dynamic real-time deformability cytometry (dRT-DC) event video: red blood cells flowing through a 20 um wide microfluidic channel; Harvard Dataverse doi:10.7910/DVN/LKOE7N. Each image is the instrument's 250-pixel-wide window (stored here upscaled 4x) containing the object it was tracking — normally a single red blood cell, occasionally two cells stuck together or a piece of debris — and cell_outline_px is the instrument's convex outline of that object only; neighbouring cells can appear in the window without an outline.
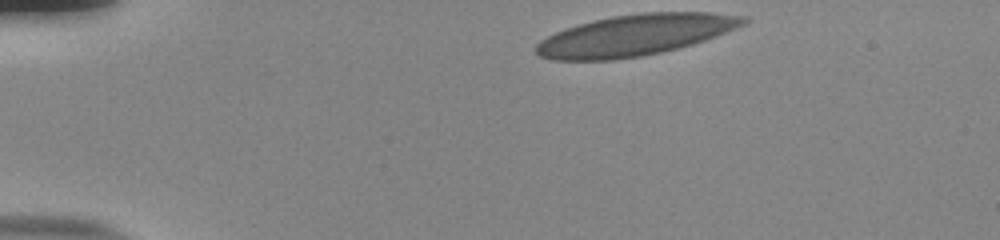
{"species": "human", "species_latin": "Homo sapiens", "temperature_condition": "room temperature", "stored_images_in_passage": 37, "camera_frame_rate_fps": 3000, "um_per_image_px": 0.085, "donor": {"sex": "male"}, "frame": {"image": 1, "passage_image": 1, "time_ms": 0.0, "image_size_px": [1000, 240], "cell_outline_px": [[748, 20], [744, 24], [736, 28], [716, 36], [680, 48], [640, 56], [612, 60], [552, 60], [540, 56], [536, 52], [536, 44], [540, 40], [556, 32], [592, 20], [612, 16], [640, 12], [708, 12], [748, 16]], "centroid_in_image_um": [54.0, 2.98], "position_along_channel_um": 31.0, "area_um2": 49.53}}
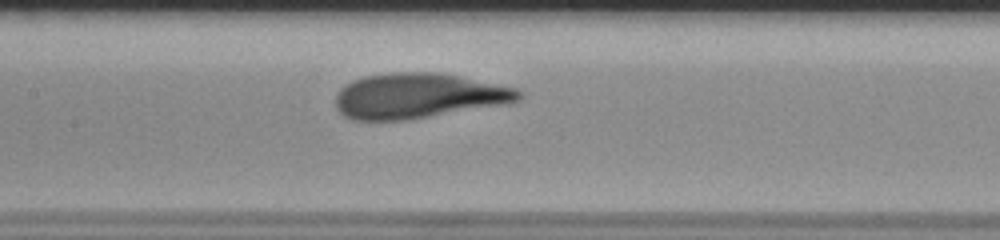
{"frame": {"image": 2, "passage_image": 18, "time_ms": 5.667, "image_size_px": [1000, 240], "cell_outline_px": [[520, 100], [408, 120], [352, 120], [344, 116], [336, 108], [336, 92], [340, 88], [352, 80], [364, 76], [392, 72], [436, 72], [460, 76], [516, 88], [520, 92]], "centroid_in_image_um": [35.45, 8.13], "position_along_channel_um": 171.9, "area_um2": 47.74}}
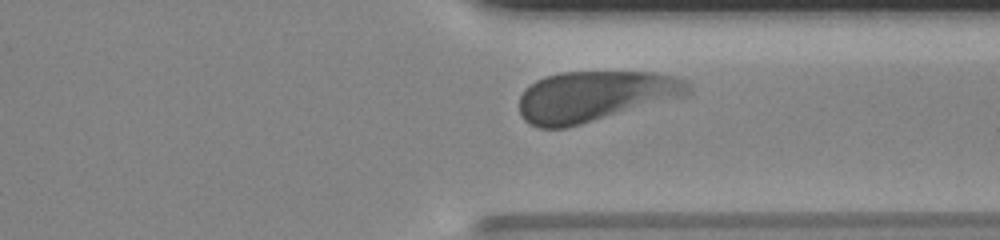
{"frame": {"image": 3, "passage_image": 33, "time_ms": 10.667, "image_size_px": [1000, 240], "cell_outline_px": [[692, 92], [688, 96], [568, 128], [540, 128], [528, 124], [524, 120], [520, 112], [520, 96], [536, 80], [544, 76], [560, 72], [656, 72], [676, 76], [684, 80], [692, 88]], "centroid_in_image_um": [50.62, 8.19], "position_along_channel_um": 360.8, "area_um2": 50.29}, "authors_computed_cell_mechanics": {"area_um2": 49.13, "velocity_mm_per_s": 3.7814, "shape_relaxation_time_tau1_ms": 2.2047, "shape_relaxation_time_tau2_ms": 0.7317, "deformation_change_tau1": 0.1277, "deformation_change_tau2": 0.0605}}